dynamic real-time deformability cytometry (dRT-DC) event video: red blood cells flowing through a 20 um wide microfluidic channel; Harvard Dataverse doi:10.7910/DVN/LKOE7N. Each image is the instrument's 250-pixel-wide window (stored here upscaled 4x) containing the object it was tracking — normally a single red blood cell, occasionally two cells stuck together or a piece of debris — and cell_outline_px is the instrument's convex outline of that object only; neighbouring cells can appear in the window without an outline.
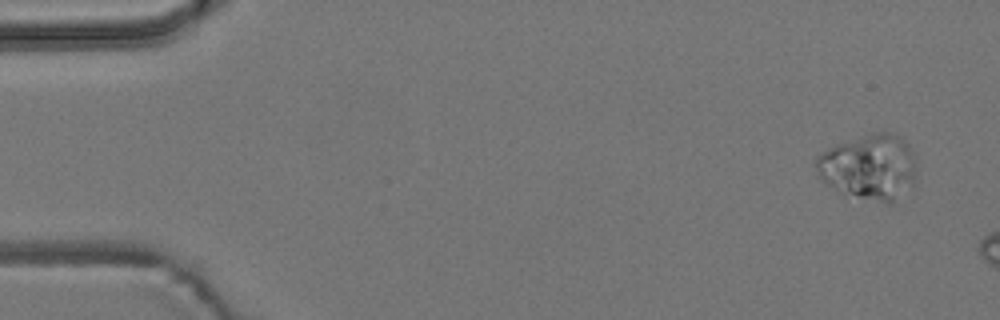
{"species": "common noctule bat (a hibernating species)", "species_latin": "Nyctalus noctula", "temperature_condition": "room temperature", "stored_images_in_passage": 3, "camera_frame_rate_fps": 3000, "um_per_image_px": 0.085, "animal": {"sex": "male", "body_mass_g": 19.2, "forearm_length_mm": 51.8}, "frame": {"image": 1, "passage_image": 1, "time_ms": 0.0, "image_size_px": [1000, 320], "cell_outline_px": [[916, 180], [912, 188], [892, 204], [888, 204], [844, 192], [824, 184], [820, 180], [816, 168], [816, 156], [828, 148], [872, 132], [896, 132], [912, 148], [916, 156]], "centroid_in_image_um": [73.95, 14.18], "position_along_channel_um": 11.0, "area_um2": 38.78}}